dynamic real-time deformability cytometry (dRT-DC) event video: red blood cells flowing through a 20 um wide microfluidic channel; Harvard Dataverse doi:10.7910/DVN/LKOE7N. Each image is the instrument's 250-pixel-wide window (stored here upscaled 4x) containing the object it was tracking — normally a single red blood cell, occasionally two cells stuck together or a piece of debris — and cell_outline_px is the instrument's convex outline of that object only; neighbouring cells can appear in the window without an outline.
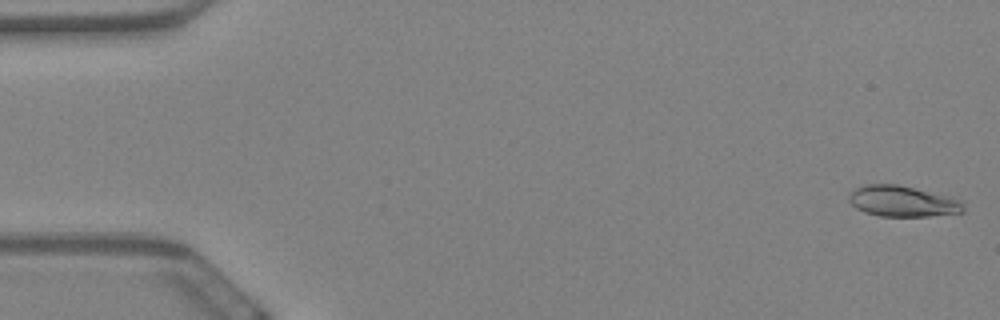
{"species": "Egyptian fruit bat (a non-hibernating species)", "species_latin": "Rousettus aegyptiacus", "temperature_condition": "warm", "stored_images_in_passage": 60, "camera_frame_rate_fps": 3000, "um_per_image_px": 0.085, "animal": {"sex": "female"}, "frame": {"image": 1, "passage_image": 2, "time_ms": 0.333, "image_size_px": [1000, 320], "cell_outline_px": [[964, 212], [928, 216], [880, 216], [864, 212], [856, 208], [848, 200], [848, 196], [856, 188], [864, 184], [896, 184], [948, 196], [964, 200]], "centroid_in_image_um": [76.73, 17.11], "position_along_channel_um": 8.3, "area_um2": 20.58}}
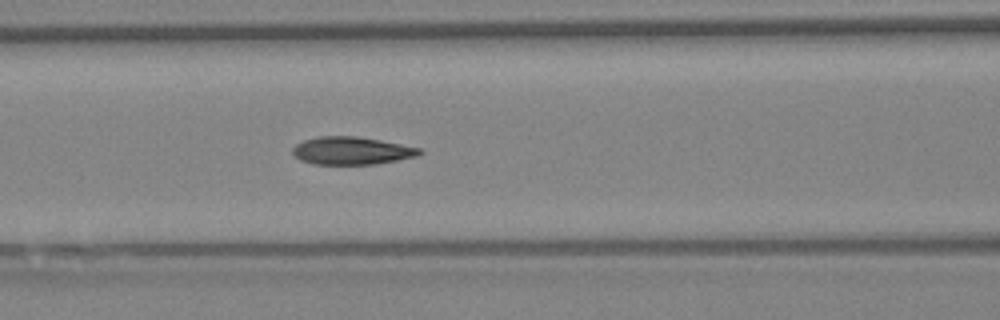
{"frame": {"image": 2, "passage_image": 26, "time_ms": 8.333, "image_size_px": [1000, 320], "cell_outline_px": [[424, 152], [416, 156], [396, 160], [372, 164], [312, 164], [300, 160], [292, 152], [292, 148], [296, 144], [304, 140], [316, 136], [356, 136], [380, 140], [420, 148]], "centroid_in_image_um": [29.85, 12.8], "position_along_channel_um": 136.7, "area_um2": 20.4}}
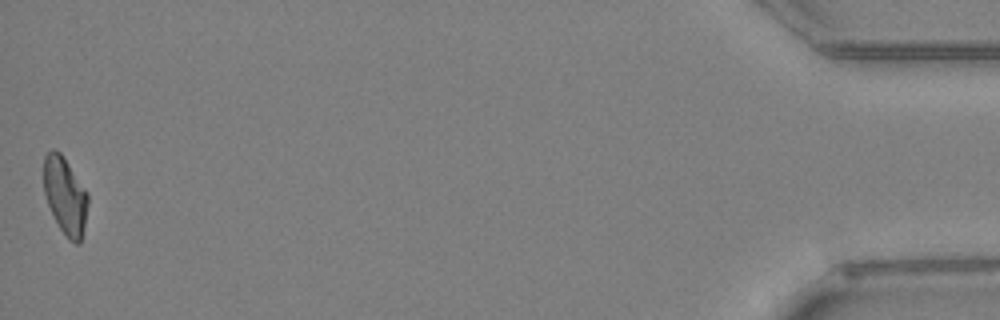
{"frame": {"image": 3, "passage_image": 60, "time_ms": 19.667, "image_size_px": [1000, 320], "cell_outline_px": [[88, 204], [80, 244], [76, 244], [68, 240], [60, 228], [48, 204], [44, 192], [44, 156], [52, 148], [60, 152], [88, 192]], "centroid_in_image_um": [5.54, 16.63], "position_along_channel_um": 429.7, "area_um2": 19.71}, "authors_computed_cell_mechanics": {"area_um2": 20.4612, "velocity_mm_per_s": 3.4441, "shape_relaxation_time_tau1_ms": 9.0054, "shape_relaxation_time_tau2_ms": 2.1515, "deformation_change_tau1": 0.2293, "deformation_change_tau2": 0.0707}}